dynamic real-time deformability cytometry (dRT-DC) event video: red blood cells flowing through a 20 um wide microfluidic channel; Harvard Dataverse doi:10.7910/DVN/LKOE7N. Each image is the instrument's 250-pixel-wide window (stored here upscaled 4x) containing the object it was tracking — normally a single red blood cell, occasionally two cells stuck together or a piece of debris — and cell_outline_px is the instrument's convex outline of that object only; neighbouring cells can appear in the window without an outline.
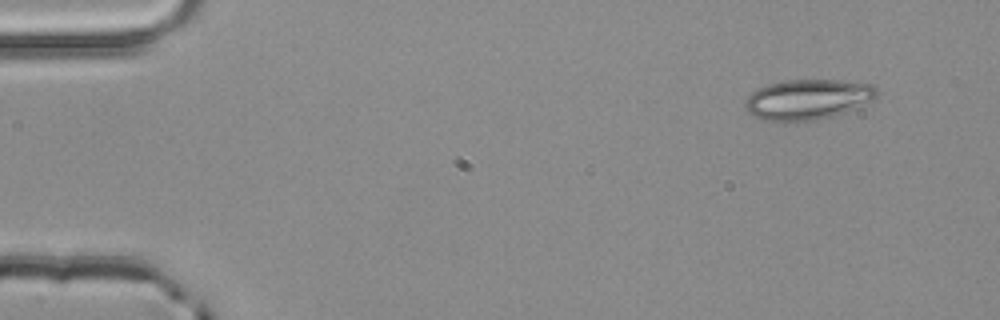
{"species": "common noctule bat (a hibernating species)", "species_latin": "Nyctalus noctula", "temperature_condition": "room temperature", "stored_images_in_passage": 3, "camera_frame_rate_fps": 3000, "um_per_image_px": 0.085, "animal": {"sex": "male", "body_mass_g": 20.4}, "frame": {"image": 1, "passage_image": 1, "time_ms": 0.0, "image_size_px": [1000, 320], "cell_outline_px": [[880, 92], [872, 100], [856, 108], [844, 112], [816, 120], [768, 120], [756, 116], [748, 112], [744, 104], [748, 96], [752, 92], [768, 84], [784, 80], [840, 80], [872, 84]], "centroid_in_image_um": [68.7, 8.42], "position_along_channel_um": 16.3, "area_um2": 30.46}}